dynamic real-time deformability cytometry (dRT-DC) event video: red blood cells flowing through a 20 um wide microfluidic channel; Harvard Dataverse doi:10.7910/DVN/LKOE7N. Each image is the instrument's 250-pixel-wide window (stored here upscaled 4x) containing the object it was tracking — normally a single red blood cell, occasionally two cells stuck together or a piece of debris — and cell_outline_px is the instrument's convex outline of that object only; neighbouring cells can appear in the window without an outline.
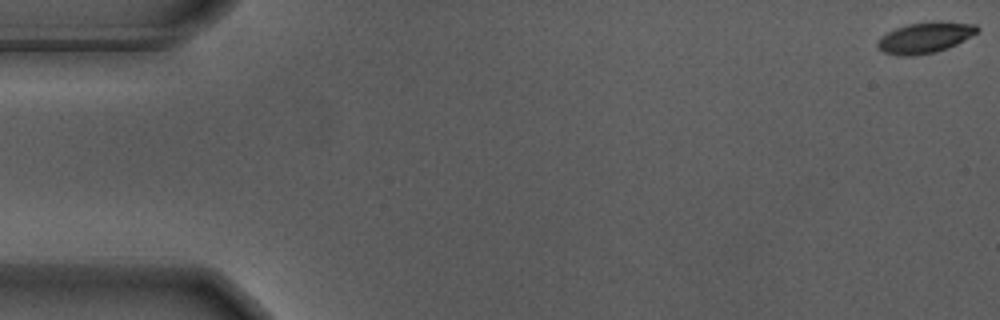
{"species": "Egyptian fruit bat (a non-hibernating species)", "species_latin": "Rousettus aegyptiacus", "temperature_condition": "warm", "stored_images_in_passage": 57, "camera_frame_rate_fps": 3000, "um_per_image_px": 0.085, "animal": {"sex": "male"}, "frame": {"image": 1, "passage_image": 1, "time_ms": 0.0, "image_size_px": [1000, 320], "cell_outline_px": [[980, 28], [976, 32], [956, 44], [948, 48], [936, 52], [912, 56], [900, 56], [884, 52], [876, 44], [880, 36], [896, 28], [908, 24], [936, 20], [976, 24]], "centroid_in_image_um": [78.62, 3.18], "position_along_channel_um": 6.4, "area_um2": 17.92}}
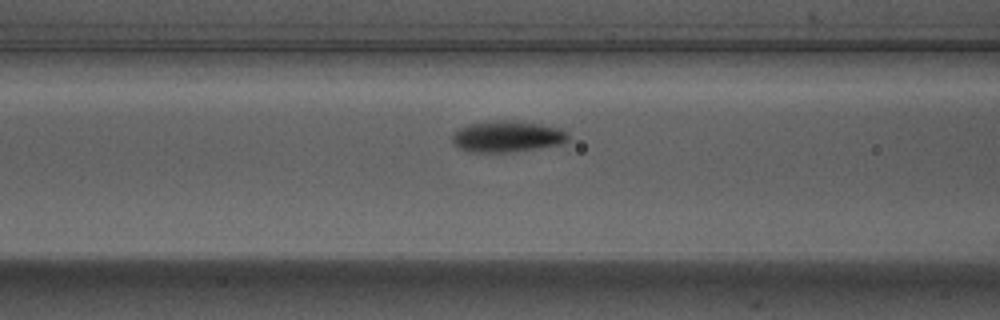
{"frame": {"image": 2, "passage_image": 23, "time_ms": 7.333, "image_size_px": [1000, 320], "cell_outline_px": [[568, 140], [560, 144], [512, 152], [468, 152], [452, 144], [452, 132], [456, 128], [468, 124], [492, 120], [504, 120], [536, 124], [560, 128], [568, 136]], "centroid_in_image_um": [43.0, 11.6], "position_along_channel_um": 123.6, "area_um2": 21.04}}
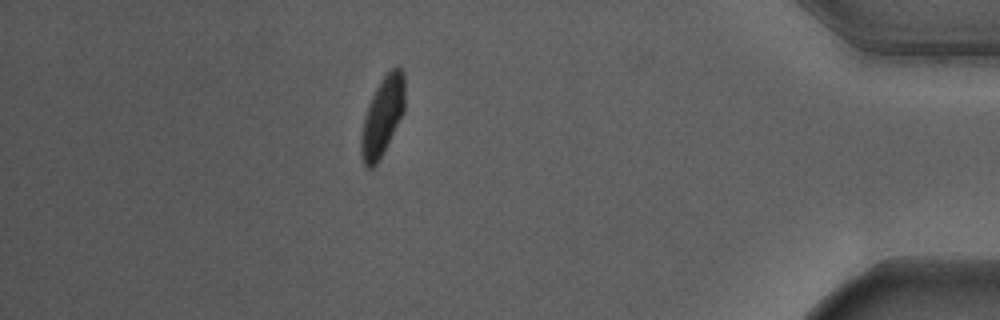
{"frame": {"image": 3, "passage_image": 50, "time_ms": 16.333, "image_size_px": [1000, 320], "cell_outline_px": [[404, 112], [376, 164], [372, 168], [368, 168], [364, 164], [360, 152], [360, 140], [364, 120], [372, 96], [380, 80], [392, 68], [400, 64], [404, 72]], "centroid_in_image_um": [32.52, 9.84], "position_along_channel_um": 402.7, "area_um2": 19.65}, "authors_computed_cell_mechanics": {"area_um2": 19.7676, "velocity_mm_per_s": 3.6483, "shape_relaxation_time_tau1_ms": 2.3387, "shape_relaxation_time_tau2_ms": null, "deformation_change_tau1": 0.1817, "deformation_change_tau2": null}}